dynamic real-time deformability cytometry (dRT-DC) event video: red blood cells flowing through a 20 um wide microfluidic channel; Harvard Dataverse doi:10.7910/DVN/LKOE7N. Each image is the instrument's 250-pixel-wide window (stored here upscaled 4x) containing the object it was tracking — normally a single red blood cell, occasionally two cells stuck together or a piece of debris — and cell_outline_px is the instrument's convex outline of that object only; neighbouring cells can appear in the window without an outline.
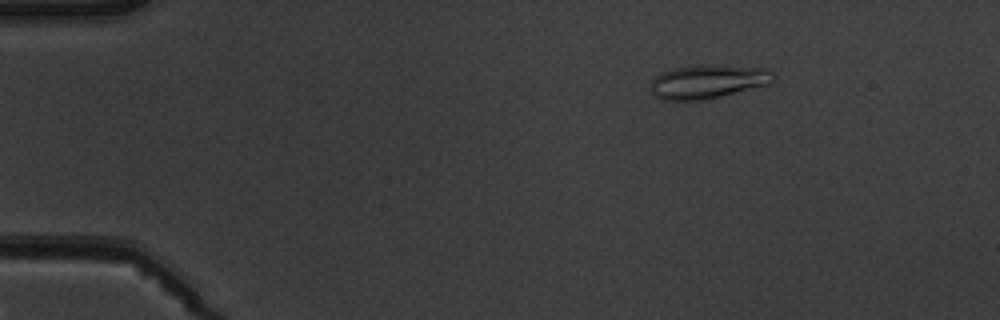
{"species": "common noctule bat (a hibernating species)", "species_latin": "Nyctalus noctula", "temperature_condition": "warm", "stored_images_in_passage": 6, "camera_frame_rate_fps": 3000, "um_per_image_px": 0.085, "animal": {"sex": "male", "body_mass_g": 19.5, "forearm_length_mm": 54.6}, "frame": {"image": 1, "passage_image": 3, "time_ms": 2.333, "image_size_px": [1000, 320], "cell_outline_px": [[776, 80], [772, 84], [704, 100], [660, 100], [652, 92], [652, 80], [660, 72], [676, 68], [704, 64], [708, 64], [768, 68], [776, 76]], "centroid_in_image_um": [60.24, 6.93], "position_along_channel_um": 24.8, "area_um2": 24.45}}